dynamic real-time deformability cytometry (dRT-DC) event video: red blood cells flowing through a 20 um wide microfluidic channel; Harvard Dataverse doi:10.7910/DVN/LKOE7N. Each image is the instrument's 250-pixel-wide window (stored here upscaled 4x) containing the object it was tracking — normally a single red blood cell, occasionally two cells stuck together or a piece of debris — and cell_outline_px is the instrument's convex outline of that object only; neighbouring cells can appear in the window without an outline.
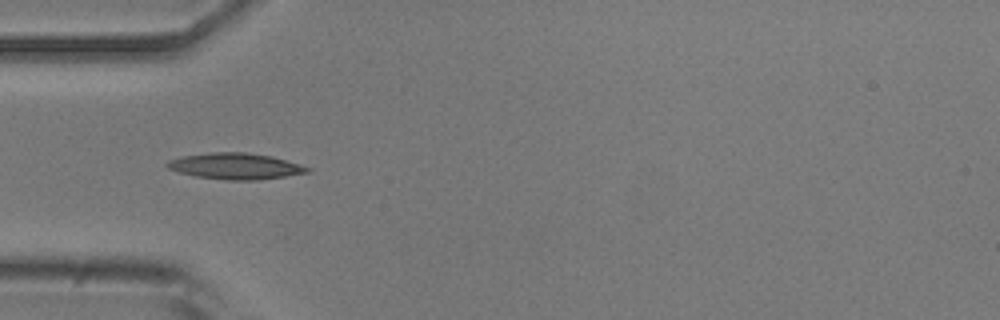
{"species": "common noctule bat (a hibernating species)", "species_latin": "Nyctalus noctula", "temperature_condition": "room temperature", "stored_images_in_passage": 37, "camera_frame_rate_fps": 3000, "um_per_image_px": 0.085, "animal": {"sex": "male", "body_mass_g": 20.5, "forearm_length_mm": 52.5}, "frame": {"image": 1, "passage_image": 1, "time_ms": 0.0, "image_size_px": [1000, 320], "cell_outline_px": [[312, 168], [308, 172], [284, 176], [256, 180], [224, 180], [196, 176], [180, 172], [168, 168], [164, 164], [168, 160], [184, 156], [212, 152], [244, 152], [272, 156], [300, 164]], "centroid_in_image_um": [20.01, 14.12], "position_along_channel_um": 65.0, "area_um2": 21.21}}
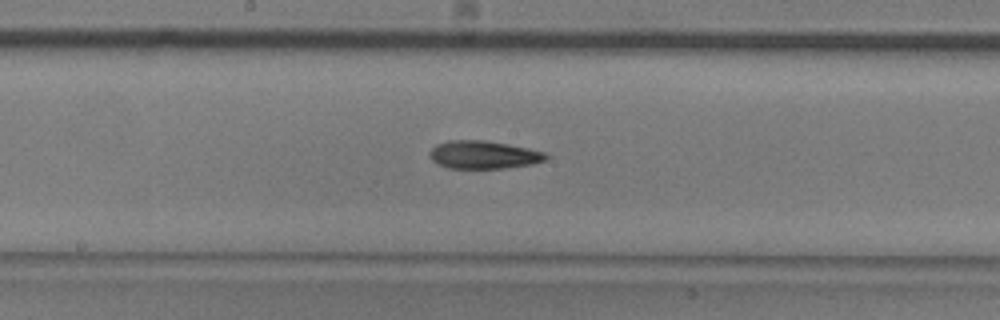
{"frame": {"image": 2, "passage_image": 12, "time_ms": 3.667, "image_size_px": [1000, 320], "cell_outline_px": [[548, 156], [544, 160], [532, 164], [504, 168], [448, 168], [432, 160], [432, 148], [436, 144], [448, 140], [484, 140], [508, 144], [528, 148], [544, 152]], "centroid_in_image_um": [41.12, 13.15], "position_along_channel_um": 207.1, "area_um2": 18.67}}
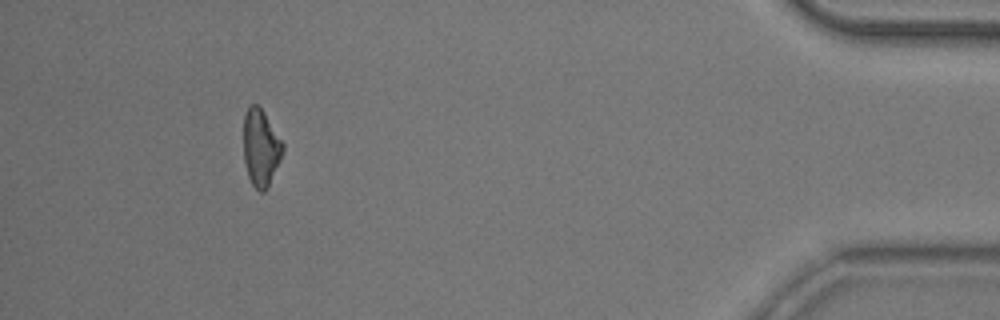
{"frame": {"image": 3, "passage_image": 33, "time_ms": 10.667, "image_size_px": [1000, 320], "cell_outline_px": [[284, 148], [280, 160], [268, 188], [264, 192], [260, 192], [252, 184], [248, 176], [244, 160], [244, 116], [248, 108], [252, 104], [256, 104], [264, 112], [284, 144]], "centroid_in_image_um": [22.17, 12.58], "position_along_channel_um": 413.0, "area_um2": 17.46}, "authors_computed_cell_mechanics": {"area_um2": 18.4382, "velocity_mm_per_s": 3.8497, "shape_relaxation_time_tau1_ms": 6.7662, "shape_relaxation_time_tau2_ms": 9.5345, "deformation_change_tau1": 0.1686, "deformation_change_tau2": 0.2226}}